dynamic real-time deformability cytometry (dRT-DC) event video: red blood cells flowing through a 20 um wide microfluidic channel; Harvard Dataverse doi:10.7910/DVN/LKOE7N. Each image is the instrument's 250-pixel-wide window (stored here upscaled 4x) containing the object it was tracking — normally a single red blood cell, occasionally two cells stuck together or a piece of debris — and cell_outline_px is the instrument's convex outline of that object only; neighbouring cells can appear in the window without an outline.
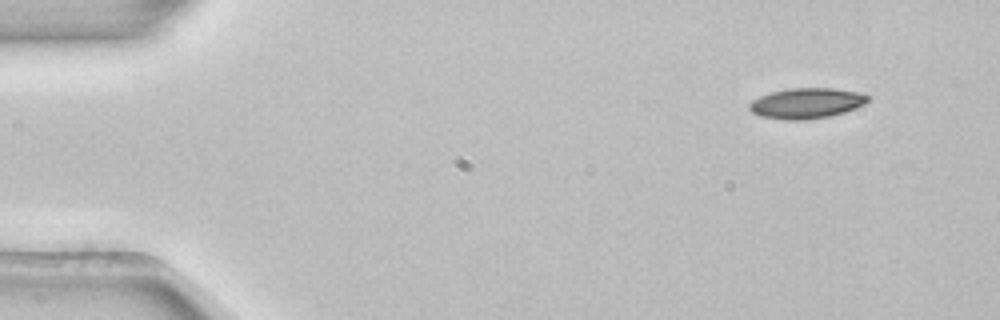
{"species": "common noctule bat (a hibernating species)", "species_latin": "Nyctalus noctula", "temperature_condition": "room temperature", "stored_images_in_passage": 4, "segment_of_instrument_passage": [2, 2], "camera_frame_rate_fps": 3000, "um_per_image_px": 0.085, "animal": {"sex": "female", "body_mass_g": 22.7, "forearm_length_mm": 54.2}, "frame": {"image": 1, "passage_image": 4, "time_ms": 1.0, "image_size_px": [1000, 320], "cell_outline_px": [[872, 96], [864, 104], [844, 112], [828, 116], [804, 120], [784, 120], [760, 116], [752, 112], [748, 108], [748, 104], [752, 100], [760, 96], [772, 92], [788, 88], [836, 88], [864, 92]], "centroid_in_image_um": [68.58, 8.76], "position_along_channel_um": 16.4, "area_um2": 21.27}}